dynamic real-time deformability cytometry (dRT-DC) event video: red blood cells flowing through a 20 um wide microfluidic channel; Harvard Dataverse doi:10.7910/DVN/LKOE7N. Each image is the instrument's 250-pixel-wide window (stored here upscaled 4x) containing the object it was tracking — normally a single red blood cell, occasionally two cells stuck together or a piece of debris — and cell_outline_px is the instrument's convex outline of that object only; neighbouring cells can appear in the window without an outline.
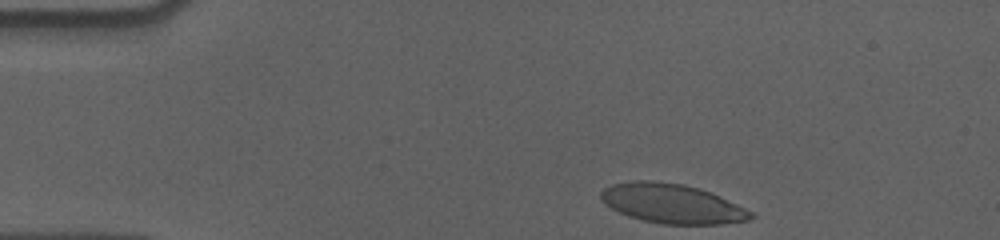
{"species": "human", "species_latin": "Homo sapiens", "temperature_condition": "cold", "stored_images_in_passage": 39, "camera_frame_rate_fps": 3000, "um_per_image_px": 0.085, "donor": {"sex": "male"}, "frame": {"image": 1, "passage_image": 1, "time_ms": 0.0, "image_size_px": [1000, 240], "cell_outline_px": [[756, 216], [748, 220], [720, 224], [664, 224], [644, 220], [628, 216], [604, 204], [600, 200], [600, 192], [604, 188], [612, 184], [636, 180], [652, 180], [684, 184], [700, 188], [736, 204], [752, 212]], "centroid_in_image_um": [57.08, 17.3], "position_along_channel_um": 27.9, "area_um2": 34.28}}
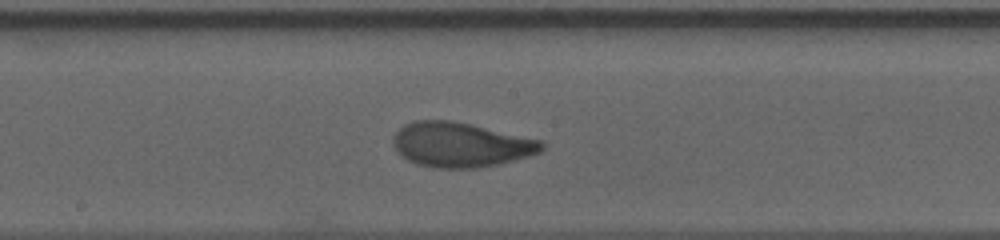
{"frame": {"image": 2, "passage_image": 22, "time_ms": 7.0, "image_size_px": [1000, 240], "cell_outline_px": [[544, 148], [540, 152], [528, 156], [496, 164], [476, 168], [432, 168], [416, 164], [400, 156], [396, 152], [392, 140], [396, 132], [404, 124], [412, 120], [452, 120], [540, 140], [544, 144]], "centroid_in_image_um": [39.09, 12.3], "position_along_channel_um": 209.1, "area_um2": 38.61}}
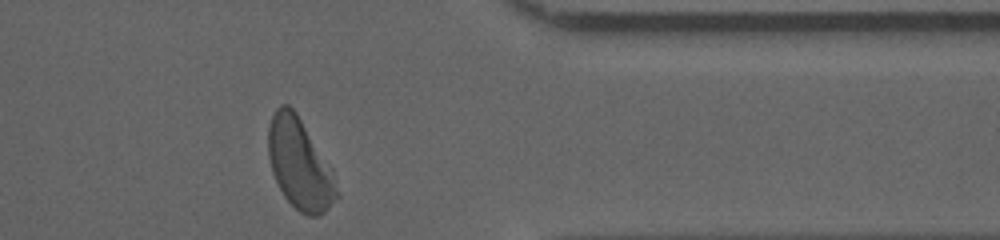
{"frame": {"image": 3, "passage_image": 38, "time_ms": 12.333, "image_size_px": [1000, 240], "cell_outline_px": [[340, 196], [324, 212], [316, 216], [308, 216], [300, 212], [284, 196], [272, 172], [268, 156], [268, 128], [272, 116], [276, 108], [280, 104], [288, 104], [296, 112], [332, 168]], "centroid_in_image_um": [25.48, 13.94], "position_along_channel_um": 385.9, "area_um2": 36.07}, "authors_computed_cell_mechanics": {"area_um2": 37.2232, "velocity_mm_per_s": 3.5634, "shape_relaxation_time_tau1_ms": 4.0968, "shape_relaxation_time_tau2_ms": 0.9616, "deformation_change_tau1": 0.1761, "deformation_change_tau2": 0.0634}}